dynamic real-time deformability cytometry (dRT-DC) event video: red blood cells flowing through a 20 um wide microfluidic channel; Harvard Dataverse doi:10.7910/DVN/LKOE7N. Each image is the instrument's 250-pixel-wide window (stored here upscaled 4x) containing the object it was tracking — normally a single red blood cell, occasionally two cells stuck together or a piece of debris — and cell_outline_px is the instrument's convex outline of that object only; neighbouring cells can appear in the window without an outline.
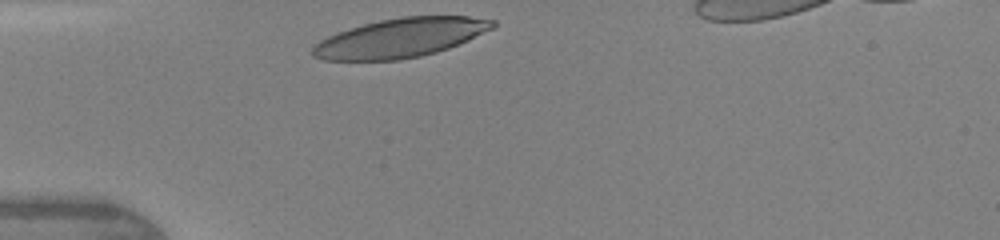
{"species": "human", "species_latin": "Homo sapiens", "temperature_condition": "warm", "stored_images_in_passage": 26, "camera_frame_rate_fps": 3000, "um_per_image_px": 0.085, "donor": {"sex": "female"}, "frame": {"image": 1, "passage_image": 1, "time_ms": 0.0, "image_size_px": [1000, 240], "cell_outline_px": [[496, 24], [492, 28], [468, 40], [448, 48], [436, 52], [420, 56], [400, 60], [324, 60], [312, 56], [312, 48], [320, 40], [336, 32], [364, 24], [380, 20], [400, 16], [468, 16], [496, 20]], "centroid_in_image_um": [34.03, 3.21], "position_along_channel_um": 51.0, "area_um2": 40.92}}
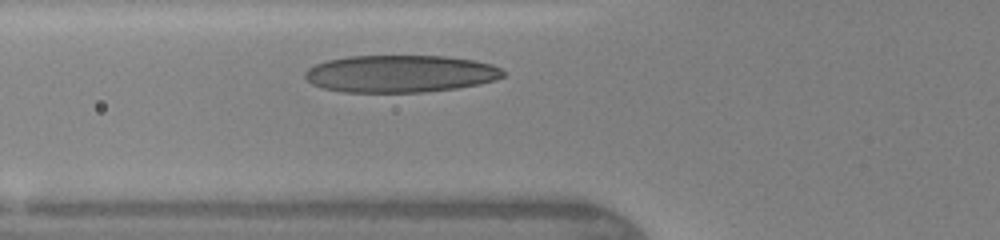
{"frame": {"image": 2, "passage_image": 5, "time_ms": 1.333, "image_size_px": [1000, 240], "cell_outline_px": [[504, 76], [496, 80], [480, 84], [456, 88], [424, 92], [344, 92], [324, 88], [312, 84], [304, 76], [304, 72], [308, 68], [316, 64], [328, 60], [348, 56], [444, 56], [472, 60], [492, 64], [500, 68], [504, 72]], "centroid_in_image_um": [34.03, 6.27], "position_along_channel_um": 91.8, "area_um2": 43.0}, "authors_computed_cell_mechanics": {"area_um2": 41.5293, "velocity_mm_per_s": 4.3337, "shape_relaxation_time_tau1_ms": 3.1239, "shape_relaxation_time_tau2_ms": 1.3582, "deformation_change_tau1": 0.146, "deformation_change_tau2": 0.0858}}